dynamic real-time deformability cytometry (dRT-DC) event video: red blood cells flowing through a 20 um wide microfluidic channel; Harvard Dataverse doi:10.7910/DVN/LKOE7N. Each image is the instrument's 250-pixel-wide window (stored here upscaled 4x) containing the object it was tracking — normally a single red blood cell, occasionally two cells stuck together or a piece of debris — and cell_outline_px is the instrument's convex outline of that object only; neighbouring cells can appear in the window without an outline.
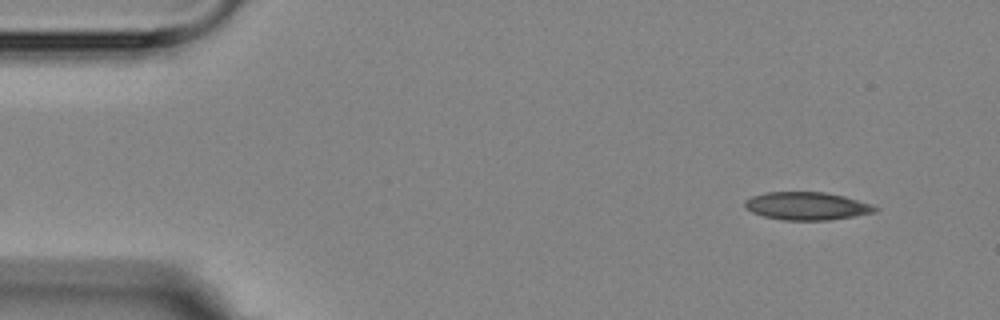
{"species": "Egyptian fruit bat (a non-hibernating species)", "species_latin": "Rousettus aegyptiacus", "temperature_condition": "room temperature", "stored_images_in_passage": 2, "camera_frame_rate_fps": 3000, "um_per_image_px": 0.085, "animal": {"sex": "female"}, "frame": {"image": 1, "passage_image": 2, "time_ms": 1.0, "image_size_px": [1000, 320], "cell_outline_px": [[880, 208], [876, 212], [856, 216], [828, 220], [784, 220], [764, 216], [752, 212], [744, 208], [744, 200], [752, 196], [768, 192], [824, 192], [844, 196], [872, 204]], "centroid_in_image_um": [68.6, 17.51], "position_along_channel_um": 16.4, "area_um2": 21.27}}